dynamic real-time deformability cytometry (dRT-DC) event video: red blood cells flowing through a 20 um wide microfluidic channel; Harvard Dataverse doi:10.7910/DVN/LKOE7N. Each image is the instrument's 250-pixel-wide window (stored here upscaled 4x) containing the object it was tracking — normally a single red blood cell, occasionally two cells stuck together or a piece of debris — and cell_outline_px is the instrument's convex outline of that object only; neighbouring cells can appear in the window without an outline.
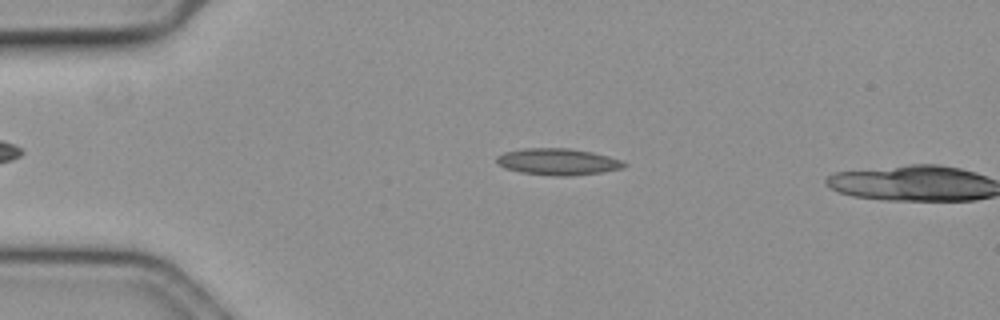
{"species": "common noctule bat (a hibernating species)", "species_latin": "Nyctalus noctula", "temperature_condition": "cold", "stored_images_in_passage": 4, "camera_frame_rate_fps": 3000, "um_per_image_px": 0.085, "animal": {"sex": "female", "body_mass_g": 19.3, "forearm_length_mm": 54.1}, "frame": {"image": 1, "passage_image": 2, "time_ms": 0.333, "image_size_px": [1000, 320], "cell_outline_px": [[628, 164], [624, 168], [600, 172], [572, 176], [552, 176], [520, 172], [504, 168], [496, 160], [496, 156], [504, 152], [520, 148], [572, 148], [592, 152], [608, 156], [620, 160]], "centroid_in_image_um": [47.4, 13.74], "position_along_channel_um": 37.6, "area_um2": 19.88}}